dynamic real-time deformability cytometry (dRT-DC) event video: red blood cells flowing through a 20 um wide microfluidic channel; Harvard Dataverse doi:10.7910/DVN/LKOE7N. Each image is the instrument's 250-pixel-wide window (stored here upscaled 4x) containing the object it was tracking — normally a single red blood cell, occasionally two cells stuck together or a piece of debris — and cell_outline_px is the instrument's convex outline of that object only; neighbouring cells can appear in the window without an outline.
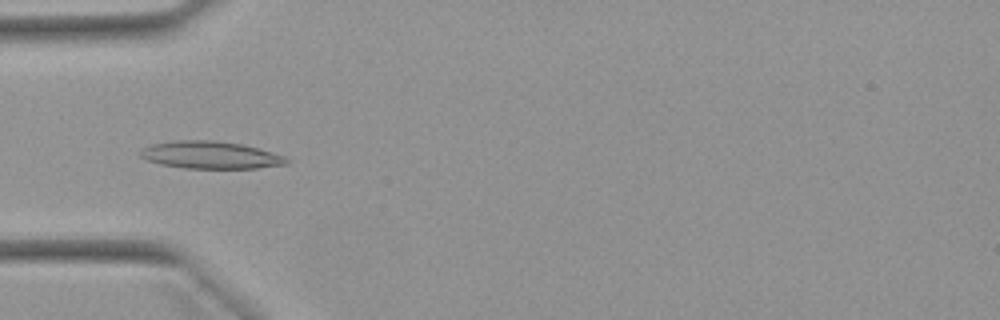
{"species": "Egyptian fruit bat (a non-hibernating species)", "species_latin": "Rousettus aegyptiacus", "temperature_condition": "warm", "stored_images_in_passage": 32, "camera_frame_rate_fps": 3000, "um_per_image_px": 0.085, "animal": {"sex": "female"}, "frame": {"image": 1, "passage_image": 7, "time_ms": 2.0, "image_size_px": [1000, 320], "cell_outline_px": [[288, 164], [256, 168], [184, 168], [160, 164], [148, 160], [140, 156], [140, 148], [152, 144], [176, 140], [216, 140], [244, 144], [260, 148], [284, 156], [288, 160]], "centroid_in_image_um": [17.89, 13.16], "position_along_channel_um": 67.1, "area_um2": 23.47}}
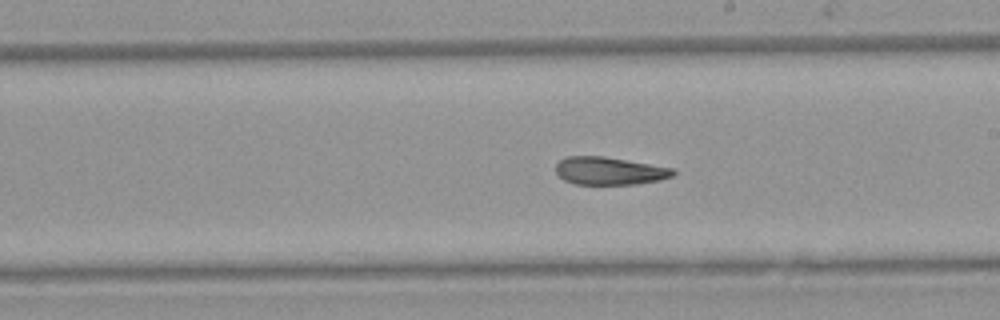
{"frame": {"image": 2, "passage_image": 20, "time_ms": 6.333, "image_size_px": [1000, 320], "cell_outline_px": [[676, 172], [672, 176], [660, 180], [636, 184], [576, 184], [564, 180], [556, 172], [556, 164], [564, 156], [604, 156], [676, 168]], "centroid_in_image_um": [51.83, 14.51], "position_along_channel_um": 237.2, "area_um2": 19.13}}
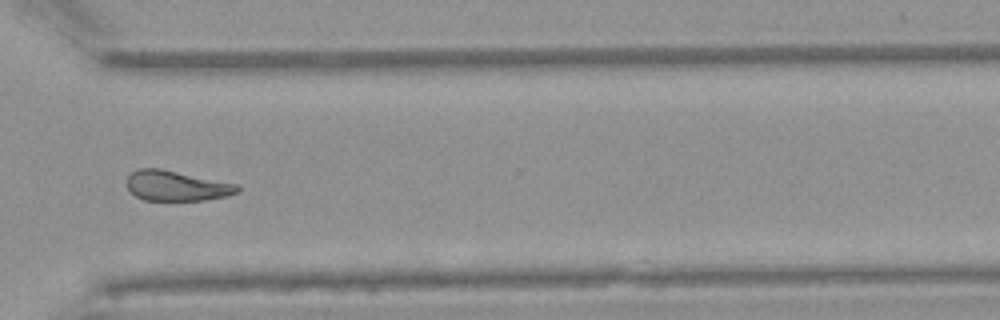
{"frame": {"image": 3, "passage_image": 29, "time_ms": 9.333, "image_size_px": [1000, 320], "cell_outline_px": [[240, 192], [228, 196], [204, 200], [144, 200], [136, 196], [124, 184], [124, 180], [136, 168], [160, 168], [240, 184]], "centroid_in_image_um": [15.01, 15.78], "position_along_channel_um": 355.6, "area_um2": 19.83}, "authors_computed_cell_mechanics": {"area_um2": 19.8254, "velocity_mm_per_s": 3.9343, "shape_relaxation_time_tau1_ms": null, "shape_relaxation_time_tau2_ms": 2.875, "deformation_change_tau1": null, "deformation_change_tau2": 0.1015}}